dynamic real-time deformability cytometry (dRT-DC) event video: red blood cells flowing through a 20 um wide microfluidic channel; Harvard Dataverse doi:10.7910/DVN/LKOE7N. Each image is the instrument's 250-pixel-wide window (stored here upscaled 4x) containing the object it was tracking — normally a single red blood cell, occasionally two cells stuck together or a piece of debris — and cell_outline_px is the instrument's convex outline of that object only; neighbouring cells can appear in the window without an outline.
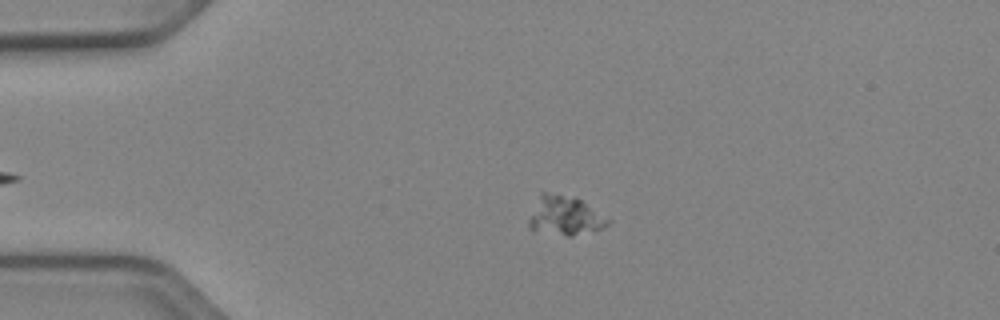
{"species": "Egyptian fruit bat (a non-hibernating species)", "species_latin": "Rousettus aegyptiacus", "temperature_condition": "cold", "stored_images_in_passage": 42, "camera_frame_rate_fps": 3000, "um_per_image_px": 0.085, "animal": {"sex": "female"}, "frame": {"image": 1, "passage_image": 7, "time_ms": 2.0, "image_size_px": [1000, 320], "cell_outline_px": [[608, 224], [600, 228], [568, 236], [532, 228], [528, 224], [540, 192], [544, 192], [580, 200], [608, 220]], "centroid_in_image_um": [47.98, 18.33], "position_along_channel_um": 37.0, "area_um2": 16.53}}
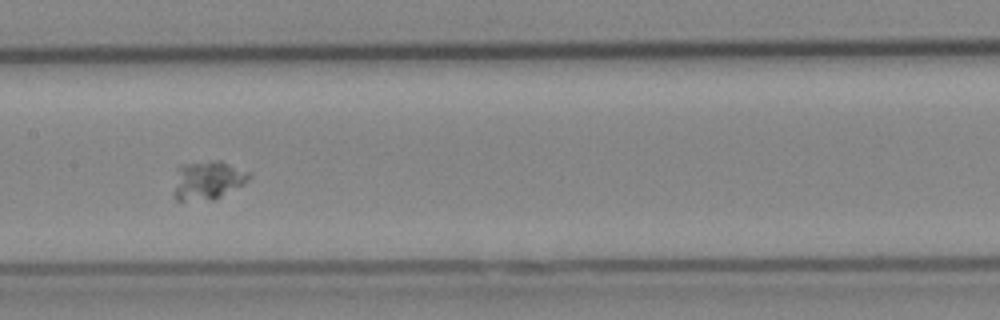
{"frame": {"image": 2, "passage_image": 22, "time_ms": 7.0, "image_size_px": [1000, 320], "cell_outline_px": [[248, 180], [244, 184], [212, 200], [176, 200], [176, 188], [180, 164], [220, 160], [248, 172]], "centroid_in_image_um": [17.69, 15.31], "position_along_channel_um": 189.7, "area_um2": 16.18}}
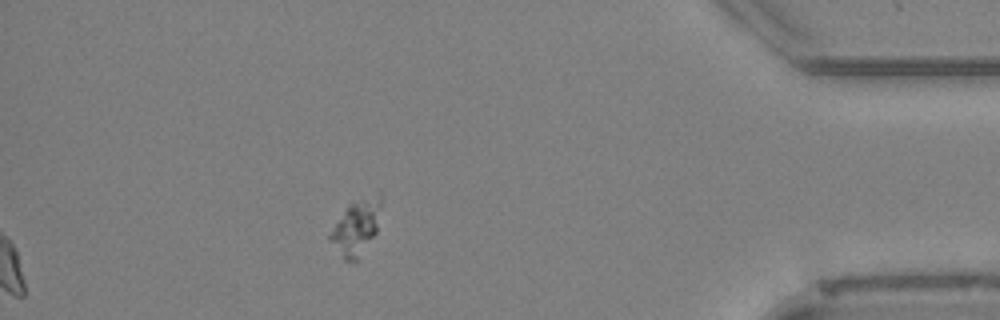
{"frame": {"image": 3, "passage_image": 42, "time_ms": 13.667, "image_size_px": [1000, 320], "cell_outline_px": [[380, 204], [376, 232], [356, 260], [344, 260], [328, 240], [328, 236], [348, 204], [380, 192]], "centroid_in_image_um": [30.25, 19.32], "position_along_channel_um": 405.0, "area_um2": 15.72}}